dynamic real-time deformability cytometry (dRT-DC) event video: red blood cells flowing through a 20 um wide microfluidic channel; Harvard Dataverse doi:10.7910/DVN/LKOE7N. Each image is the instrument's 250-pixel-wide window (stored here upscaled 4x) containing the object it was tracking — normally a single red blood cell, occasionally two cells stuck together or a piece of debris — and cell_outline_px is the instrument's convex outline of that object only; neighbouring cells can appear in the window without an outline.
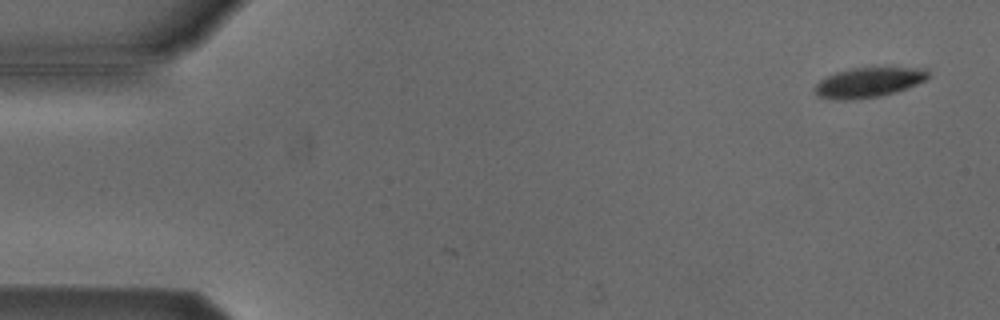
{"species": "Egyptian fruit bat (a non-hibernating species)", "species_latin": "Rousettus aegyptiacus", "temperature_condition": "cold", "stored_images_in_passage": 3, "camera_frame_rate_fps": 3000, "um_per_image_px": 0.085, "animal": {"sex": "male"}, "frame": {"image": 1, "passage_image": 3, "time_ms": 0.667, "image_size_px": [1000, 320], "cell_outline_px": [[928, 76], [924, 80], [904, 88], [880, 96], [844, 100], [820, 96], [816, 92], [816, 84], [820, 80], [836, 72], [852, 68], [924, 68], [928, 72]], "centroid_in_image_um": [73.81, 6.99], "position_along_channel_um": 11.2, "area_um2": 18.9}}